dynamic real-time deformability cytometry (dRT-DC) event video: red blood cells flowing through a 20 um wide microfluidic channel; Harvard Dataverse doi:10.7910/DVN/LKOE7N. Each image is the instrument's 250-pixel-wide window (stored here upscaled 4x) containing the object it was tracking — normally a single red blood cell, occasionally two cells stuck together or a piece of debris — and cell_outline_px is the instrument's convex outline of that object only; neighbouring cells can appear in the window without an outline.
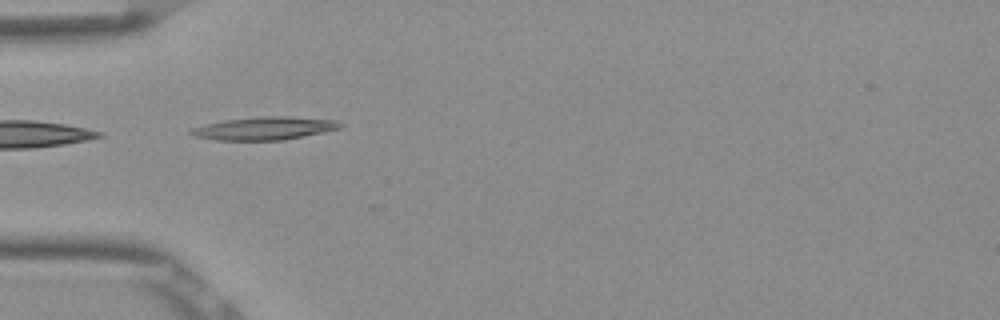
{"species": "Egyptian fruit bat (a non-hibernating species)", "species_latin": "Rousettus aegyptiacus", "temperature_condition": "room temperature", "stored_images_in_passage": 7, "camera_frame_rate_fps": 3000, "um_per_image_px": 0.085, "frame": {"image": 1, "passage_image": 5, "time_ms": 1.333, "image_size_px": [1000, 320], "cell_outline_px": [[344, 124], [340, 128], [324, 132], [284, 140], [216, 140], [192, 136], [188, 132], [192, 128], [204, 124], [224, 120], [260, 116], [288, 116], [336, 120]], "centroid_in_image_um": [22.46, 10.9], "position_along_channel_um": 62.5, "area_um2": 20.11}}
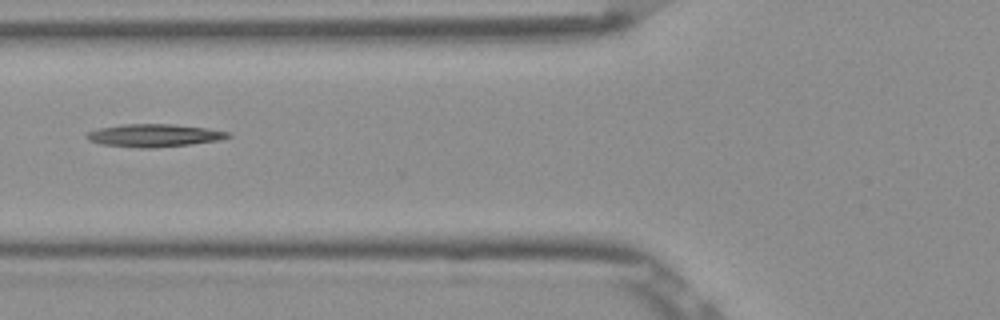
{"frame": {"image": 2, "passage_image": 6, "time_ms": 1.667, "image_size_px": [1000, 320], "cell_outline_px": [[232, 136], [220, 140], [192, 144], [152, 148], [140, 148], [100, 144], [88, 140], [84, 136], [88, 132], [100, 128], [120, 124], [172, 124], [204, 128], [232, 132]], "centroid_in_image_um": [13.1, 11.51], "position_along_channel_um": 112.7, "area_um2": 18.84}}
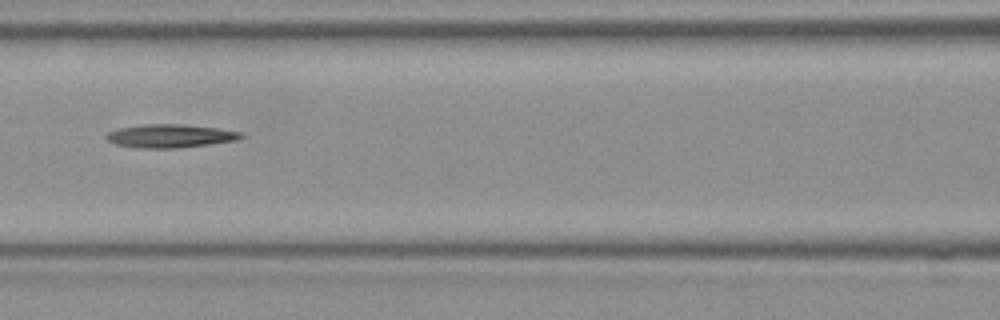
{"frame": {"image": 3, "passage_image": 7, "time_ms": 2.0, "image_size_px": [1000, 320], "cell_outline_px": [[244, 136], [240, 140], [176, 148], [136, 148], [116, 144], [108, 140], [104, 136], [108, 132], [120, 128], [144, 124], [180, 124], [216, 128], [244, 132]], "centroid_in_image_um": [14.49, 11.56], "position_along_channel_um": 152.1, "area_um2": 18.32}}